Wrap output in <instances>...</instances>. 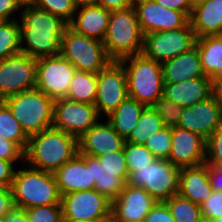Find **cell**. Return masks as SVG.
I'll use <instances>...</instances> for the list:
<instances>
[{"label": "cell", "instance_id": "7a4b0ae2", "mask_svg": "<svg viewBox=\"0 0 222 222\" xmlns=\"http://www.w3.org/2000/svg\"><path fill=\"white\" fill-rule=\"evenodd\" d=\"M78 153V139L53 127L29 137L24 164L54 173Z\"/></svg>", "mask_w": 222, "mask_h": 222}, {"label": "cell", "instance_id": "bcb514c9", "mask_svg": "<svg viewBox=\"0 0 222 222\" xmlns=\"http://www.w3.org/2000/svg\"><path fill=\"white\" fill-rule=\"evenodd\" d=\"M157 4L172 9L184 12L189 18L192 13L193 6L189 0H154Z\"/></svg>", "mask_w": 222, "mask_h": 222}, {"label": "cell", "instance_id": "4316f807", "mask_svg": "<svg viewBox=\"0 0 222 222\" xmlns=\"http://www.w3.org/2000/svg\"><path fill=\"white\" fill-rule=\"evenodd\" d=\"M202 70L213 82L222 77V38L220 35L197 38Z\"/></svg>", "mask_w": 222, "mask_h": 222}, {"label": "cell", "instance_id": "1f68e13d", "mask_svg": "<svg viewBox=\"0 0 222 222\" xmlns=\"http://www.w3.org/2000/svg\"><path fill=\"white\" fill-rule=\"evenodd\" d=\"M175 222H202L201 206L179 194L165 201Z\"/></svg>", "mask_w": 222, "mask_h": 222}, {"label": "cell", "instance_id": "d6a6232c", "mask_svg": "<svg viewBox=\"0 0 222 222\" xmlns=\"http://www.w3.org/2000/svg\"><path fill=\"white\" fill-rule=\"evenodd\" d=\"M20 52V20H11L0 28V60Z\"/></svg>", "mask_w": 222, "mask_h": 222}, {"label": "cell", "instance_id": "e575fe53", "mask_svg": "<svg viewBox=\"0 0 222 222\" xmlns=\"http://www.w3.org/2000/svg\"><path fill=\"white\" fill-rule=\"evenodd\" d=\"M152 108L159 114V117L166 127L178 126L184 109V107L180 106L175 101L167 99L165 96H161L152 105Z\"/></svg>", "mask_w": 222, "mask_h": 222}, {"label": "cell", "instance_id": "8fae6325", "mask_svg": "<svg viewBox=\"0 0 222 222\" xmlns=\"http://www.w3.org/2000/svg\"><path fill=\"white\" fill-rule=\"evenodd\" d=\"M75 71L74 65L61 54L37 59L36 89L54 100L64 98Z\"/></svg>", "mask_w": 222, "mask_h": 222}, {"label": "cell", "instance_id": "8992f818", "mask_svg": "<svg viewBox=\"0 0 222 222\" xmlns=\"http://www.w3.org/2000/svg\"><path fill=\"white\" fill-rule=\"evenodd\" d=\"M3 102L28 137L53 125L54 99L36 88L9 96Z\"/></svg>", "mask_w": 222, "mask_h": 222}, {"label": "cell", "instance_id": "ab89813d", "mask_svg": "<svg viewBox=\"0 0 222 222\" xmlns=\"http://www.w3.org/2000/svg\"><path fill=\"white\" fill-rule=\"evenodd\" d=\"M202 219L205 221L222 216V192L212 191L211 195L200 205Z\"/></svg>", "mask_w": 222, "mask_h": 222}, {"label": "cell", "instance_id": "cb8c5ba5", "mask_svg": "<svg viewBox=\"0 0 222 222\" xmlns=\"http://www.w3.org/2000/svg\"><path fill=\"white\" fill-rule=\"evenodd\" d=\"M164 83H178L205 76L196 46L161 63Z\"/></svg>", "mask_w": 222, "mask_h": 222}, {"label": "cell", "instance_id": "4fadbf2b", "mask_svg": "<svg viewBox=\"0 0 222 222\" xmlns=\"http://www.w3.org/2000/svg\"><path fill=\"white\" fill-rule=\"evenodd\" d=\"M62 218L90 221L111 220L112 202L95 189L61 196Z\"/></svg>", "mask_w": 222, "mask_h": 222}, {"label": "cell", "instance_id": "ee69618b", "mask_svg": "<svg viewBox=\"0 0 222 222\" xmlns=\"http://www.w3.org/2000/svg\"><path fill=\"white\" fill-rule=\"evenodd\" d=\"M25 0H0V17L8 21L17 20L18 11L21 10ZM16 14V17H13Z\"/></svg>", "mask_w": 222, "mask_h": 222}, {"label": "cell", "instance_id": "9f6ffc18", "mask_svg": "<svg viewBox=\"0 0 222 222\" xmlns=\"http://www.w3.org/2000/svg\"><path fill=\"white\" fill-rule=\"evenodd\" d=\"M7 22H8L7 19H5V18H3V17H0V28H1L4 24H6Z\"/></svg>", "mask_w": 222, "mask_h": 222}, {"label": "cell", "instance_id": "681fc988", "mask_svg": "<svg viewBox=\"0 0 222 222\" xmlns=\"http://www.w3.org/2000/svg\"><path fill=\"white\" fill-rule=\"evenodd\" d=\"M208 175L213 191L222 192V167L208 166Z\"/></svg>", "mask_w": 222, "mask_h": 222}, {"label": "cell", "instance_id": "816d5d0a", "mask_svg": "<svg viewBox=\"0 0 222 222\" xmlns=\"http://www.w3.org/2000/svg\"><path fill=\"white\" fill-rule=\"evenodd\" d=\"M213 93L216 95L217 100L222 106V77L213 82Z\"/></svg>", "mask_w": 222, "mask_h": 222}, {"label": "cell", "instance_id": "7c38bea8", "mask_svg": "<svg viewBox=\"0 0 222 222\" xmlns=\"http://www.w3.org/2000/svg\"><path fill=\"white\" fill-rule=\"evenodd\" d=\"M128 97L127 76L119 61H112L97 73L95 107L101 117L110 115ZM102 113V114H101Z\"/></svg>", "mask_w": 222, "mask_h": 222}, {"label": "cell", "instance_id": "ba28073f", "mask_svg": "<svg viewBox=\"0 0 222 222\" xmlns=\"http://www.w3.org/2000/svg\"><path fill=\"white\" fill-rule=\"evenodd\" d=\"M180 168L167 159H155L129 174L127 184L145 189L157 202H165L179 191Z\"/></svg>", "mask_w": 222, "mask_h": 222}, {"label": "cell", "instance_id": "7dc6e473", "mask_svg": "<svg viewBox=\"0 0 222 222\" xmlns=\"http://www.w3.org/2000/svg\"><path fill=\"white\" fill-rule=\"evenodd\" d=\"M14 206L11 186L0 187V219H3Z\"/></svg>", "mask_w": 222, "mask_h": 222}, {"label": "cell", "instance_id": "db71d44e", "mask_svg": "<svg viewBox=\"0 0 222 222\" xmlns=\"http://www.w3.org/2000/svg\"><path fill=\"white\" fill-rule=\"evenodd\" d=\"M61 222H108V221H90V220H75L70 218H62Z\"/></svg>", "mask_w": 222, "mask_h": 222}, {"label": "cell", "instance_id": "f546056e", "mask_svg": "<svg viewBox=\"0 0 222 222\" xmlns=\"http://www.w3.org/2000/svg\"><path fill=\"white\" fill-rule=\"evenodd\" d=\"M164 127L162 119L152 106L145 107L126 142L144 145L149 137Z\"/></svg>", "mask_w": 222, "mask_h": 222}, {"label": "cell", "instance_id": "30bf717a", "mask_svg": "<svg viewBox=\"0 0 222 222\" xmlns=\"http://www.w3.org/2000/svg\"><path fill=\"white\" fill-rule=\"evenodd\" d=\"M37 59L18 53L0 60V101L36 88Z\"/></svg>", "mask_w": 222, "mask_h": 222}, {"label": "cell", "instance_id": "2e32d148", "mask_svg": "<svg viewBox=\"0 0 222 222\" xmlns=\"http://www.w3.org/2000/svg\"><path fill=\"white\" fill-rule=\"evenodd\" d=\"M134 8L143 35L183 28L190 22L184 12L163 7L154 0H136Z\"/></svg>", "mask_w": 222, "mask_h": 222}, {"label": "cell", "instance_id": "b9f144b4", "mask_svg": "<svg viewBox=\"0 0 222 222\" xmlns=\"http://www.w3.org/2000/svg\"><path fill=\"white\" fill-rule=\"evenodd\" d=\"M0 159L24 163V151L14 142L0 137ZM23 161V162H22Z\"/></svg>", "mask_w": 222, "mask_h": 222}, {"label": "cell", "instance_id": "680465c9", "mask_svg": "<svg viewBox=\"0 0 222 222\" xmlns=\"http://www.w3.org/2000/svg\"><path fill=\"white\" fill-rule=\"evenodd\" d=\"M136 222H146L145 220H139V221H136Z\"/></svg>", "mask_w": 222, "mask_h": 222}, {"label": "cell", "instance_id": "c3c4849f", "mask_svg": "<svg viewBox=\"0 0 222 222\" xmlns=\"http://www.w3.org/2000/svg\"><path fill=\"white\" fill-rule=\"evenodd\" d=\"M136 0H99L98 5L106 10L115 11L134 7Z\"/></svg>", "mask_w": 222, "mask_h": 222}, {"label": "cell", "instance_id": "4dcf8cb0", "mask_svg": "<svg viewBox=\"0 0 222 222\" xmlns=\"http://www.w3.org/2000/svg\"><path fill=\"white\" fill-rule=\"evenodd\" d=\"M0 137L16 143L26 151L29 137L3 101H0Z\"/></svg>", "mask_w": 222, "mask_h": 222}, {"label": "cell", "instance_id": "ac0fdd59", "mask_svg": "<svg viewBox=\"0 0 222 222\" xmlns=\"http://www.w3.org/2000/svg\"><path fill=\"white\" fill-rule=\"evenodd\" d=\"M206 140L199 134L178 126L172 127L171 151L168 160L179 168L205 163Z\"/></svg>", "mask_w": 222, "mask_h": 222}, {"label": "cell", "instance_id": "d6986e66", "mask_svg": "<svg viewBox=\"0 0 222 222\" xmlns=\"http://www.w3.org/2000/svg\"><path fill=\"white\" fill-rule=\"evenodd\" d=\"M99 119L80 138L78 153L97 157L106 153L122 150L126 140L106 120Z\"/></svg>", "mask_w": 222, "mask_h": 222}, {"label": "cell", "instance_id": "60d3db41", "mask_svg": "<svg viewBox=\"0 0 222 222\" xmlns=\"http://www.w3.org/2000/svg\"><path fill=\"white\" fill-rule=\"evenodd\" d=\"M97 158L102 166L109 171H128L123 149L97 156Z\"/></svg>", "mask_w": 222, "mask_h": 222}, {"label": "cell", "instance_id": "52a82bcc", "mask_svg": "<svg viewBox=\"0 0 222 222\" xmlns=\"http://www.w3.org/2000/svg\"><path fill=\"white\" fill-rule=\"evenodd\" d=\"M60 54L76 70L97 74L113 60L107 55L103 41L77 33L66 27L60 45Z\"/></svg>", "mask_w": 222, "mask_h": 222}, {"label": "cell", "instance_id": "ffe728a7", "mask_svg": "<svg viewBox=\"0 0 222 222\" xmlns=\"http://www.w3.org/2000/svg\"><path fill=\"white\" fill-rule=\"evenodd\" d=\"M61 196L77 191L95 189L91 167H87L86 155L77 153L54 173Z\"/></svg>", "mask_w": 222, "mask_h": 222}, {"label": "cell", "instance_id": "d4e9b609", "mask_svg": "<svg viewBox=\"0 0 222 222\" xmlns=\"http://www.w3.org/2000/svg\"><path fill=\"white\" fill-rule=\"evenodd\" d=\"M190 24L196 38L219 35L222 32V0H205L196 4Z\"/></svg>", "mask_w": 222, "mask_h": 222}, {"label": "cell", "instance_id": "5b68a950", "mask_svg": "<svg viewBox=\"0 0 222 222\" xmlns=\"http://www.w3.org/2000/svg\"><path fill=\"white\" fill-rule=\"evenodd\" d=\"M143 40L134 7L111 11L103 45L113 61L141 54Z\"/></svg>", "mask_w": 222, "mask_h": 222}, {"label": "cell", "instance_id": "11a10c76", "mask_svg": "<svg viewBox=\"0 0 222 222\" xmlns=\"http://www.w3.org/2000/svg\"><path fill=\"white\" fill-rule=\"evenodd\" d=\"M189 1H190L191 5L194 7L196 4H199L205 0H189Z\"/></svg>", "mask_w": 222, "mask_h": 222}, {"label": "cell", "instance_id": "7402d4cb", "mask_svg": "<svg viewBox=\"0 0 222 222\" xmlns=\"http://www.w3.org/2000/svg\"><path fill=\"white\" fill-rule=\"evenodd\" d=\"M111 11L102 6L77 8L68 26L77 33L103 41L109 24Z\"/></svg>", "mask_w": 222, "mask_h": 222}, {"label": "cell", "instance_id": "5bb4252c", "mask_svg": "<svg viewBox=\"0 0 222 222\" xmlns=\"http://www.w3.org/2000/svg\"><path fill=\"white\" fill-rule=\"evenodd\" d=\"M100 116L94 104L72 101L66 98L54 100L52 127L80 138Z\"/></svg>", "mask_w": 222, "mask_h": 222}, {"label": "cell", "instance_id": "44dd1931", "mask_svg": "<svg viewBox=\"0 0 222 222\" xmlns=\"http://www.w3.org/2000/svg\"><path fill=\"white\" fill-rule=\"evenodd\" d=\"M213 94V81L207 77H198L178 83H164L167 99L175 101L182 107L194 105Z\"/></svg>", "mask_w": 222, "mask_h": 222}, {"label": "cell", "instance_id": "3957f363", "mask_svg": "<svg viewBox=\"0 0 222 222\" xmlns=\"http://www.w3.org/2000/svg\"><path fill=\"white\" fill-rule=\"evenodd\" d=\"M16 207L28 209L38 206L61 204V195L52 172L28 166L15 171L11 184Z\"/></svg>", "mask_w": 222, "mask_h": 222}, {"label": "cell", "instance_id": "e0dca14e", "mask_svg": "<svg viewBox=\"0 0 222 222\" xmlns=\"http://www.w3.org/2000/svg\"><path fill=\"white\" fill-rule=\"evenodd\" d=\"M157 201L143 188L125 184L123 191L112 201L113 222H136L145 220Z\"/></svg>", "mask_w": 222, "mask_h": 222}, {"label": "cell", "instance_id": "9c48e42d", "mask_svg": "<svg viewBox=\"0 0 222 222\" xmlns=\"http://www.w3.org/2000/svg\"><path fill=\"white\" fill-rule=\"evenodd\" d=\"M196 36L190 22L183 28L144 35L142 54L163 63L195 46Z\"/></svg>", "mask_w": 222, "mask_h": 222}, {"label": "cell", "instance_id": "603a6c76", "mask_svg": "<svg viewBox=\"0 0 222 222\" xmlns=\"http://www.w3.org/2000/svg\"><path fill=\"white\" fill-rule=\"evenodd\" d=\"M212 191L206 163L180 168L179 195L201 205Z\"/></svg>", "mask_w": 222, "mask_h": 222}, {"label": "cell", "instance_id": "484cf974", "mask_svg": "<svg viewBox=\"0 0 222 222\" xmlns=\"http://www.w3.org/2000/svg\"><path fill=\"white\" fill-rule=\"evenodd\" d=\"M87 167H91L95 190L106 196L111 202L123 191L127 183L128 171H109L102 166L97 157L86 155Z\"/></svg>", "mask_w": 222, "mask_h": 222}, {"label": "cell", "instance_id": "836d02e7", "mask_svg": "<svg viewBox=\"0 0 222 222\" xmlns=\"http://www.w3.org/2000/svg\"><path fill=\"white\" fill-rule=\"evenodd\" d=\"M123 152L125 155L128 174H130L132 171L138 170V168H142L150 164L157 159L145 145H136L125 142Z\"/></svg>", "mask_w": 222, "mask_h": 222}, {"label": "cell", "instance_id": "f1b7e54d", "mask_svg": "<svg viewBox=\"0 0 222 222\" xmlns=\"http://www.w3.org/2000/svg\"><path fill=\"white\" fill-rule=\"evenodd\" d=\"M96 95L97 74L76 70L64 98L76 102L95 104Z\"/></svg>", "mask_w": 222, "mask_h": 222}, {"label": "cell", "instance_id": "8d00e7d4", "mask_svg": "<svg viewBox=\"0 0 222 222\" xmlns=\"http://www.w3.org/2000/svg\"><path fill=\"white\" fill-rule=\"evenodd\" d=\"M32 4L44 11L61 17L69 23L77 8L74 0H29Z\"/></svg>", "mask_w": 222, "mask_h": 222}, {"label": "cell", "instance_id": "277c9868", "mask_svg": "<svg viewBox=\"0 0 222 222\" xmlns=\"http://www.w3.org/2000/svg\"><path fill=\"white\" fill-rule=\"evenodd\" d=\"M119 62L126 71L129 97L148 107L163 96L164 81L161 63L147 58L142 53L125 57Z\"/></svg>", "mask_w": 222, "mask_h": 222}, {"label": "cell", "instance_id": "74e56055", "mask_svg": "<svg viewBox=\"0 0 222 222\" xmlns=\"http://www.w3.org/2000/svg\"><path fill=\"white\" fill-rule=\"evenodd\" d=\"M29 222H61L62 205L53 204L25 209Z\"/></svg>", "mask_w": 222, "mask_h": 222}, {"label": "cell", "instance_id": "f35d334b", "mask_svg": "<svg viewBox=\"0 0 222 222\" xmlns=\"http://www.w3.org/2000/svg\"><path fill=\"white\" fill-rule=\"evenodd\" d=\"M205 163L207 166L222 167V126L206 139Z\"/></svg>", "mask_w": 222, "mask_h": 222}, {"label": "cell", "instance_id": "f6af8a7d", "mask_svg": "<svg viewBox=\"0 0 222 222\" xmlns=\"http://www.w3.org/2000/svg\"><path fill=\"white\" fill-rule=\"evenodd\" d=\"M14 163L0 159V187H9L12 184L15 169Z\"/></svg>", "mask_w": 222, "mask_h": 222}, {"label": "cell", "instance_id": "d590c367", "mask_svg": "<svg viewBox=\"0 0 222 222\" xmlns=\"http://www.w3.org/2000/svg\"><path fill=\"white\" fill-rule=\"evenodd\" d=\"M172 127L154 133L144 144L157 159H167L171 151Z\"/></svg>", "mask_w": 222, "mask_h": 222}, {"label": "cell", "instance_id": "7bdbcfd3", "mask_svg": "<svg viewBox=\"0 0 222 222\" xmlns=\"http://www.w3.org/2000/svg\"><path fill=\"white\" fill-rule=\"evenodd\" d=\"M146 222H175L165 202H157L145 218Z\"/></svg>", "mask_w": 222, "mask_h": 222}, {"label": "cell", "instance_id": "f907efd6", "mask_svg": "<svg viewBox=\"0 0 222 222\" xmlns=\"http://www.w3.org/2000/svg\"><path fill=\"white\" fill-rule=\"evenodd\" d=\"M5 222H29L25 209L14 206L4 217Z\"/></svg>", "mask_w": 222, "mask_h": 222}, {"label": "cell", "instance_id": "6da1fadb", "mask_svg": "<svg viewBox=\"0 0 222 222\" xmlns=\"http://www.w3.org/2000/svg\"><path fill=\"white\" fill-rule=\"evenodd\" d=\"M20 11L21 53L34 59L60 54L61 40L68 23L29 0L24 1Z\"/></svg>", "mask_w": 222, "mask_h": 222}, {"label": "cell", "instance_id": "6f0895ef", "mask_svg": "<svg viewBox=\"0 0 222 222\" xmlns=\"http://www.w3.org/2000/svg\"><path fill=\"white\" fill-rule=\"evenodd\" d=\"M208 222H222V216L216 219L208 220Z\"/></svg>", "mask_w": 222, "mask_h": 222}, {"label": "cell", "instance_id": "83f0119b", "mask_svg": "<svg viewBox=\"0 0 222 222\" xmlns=\"http://www.w3.org/2000/svg\"><path fill=\"white\" fill-rule=\"evenodd\" d=\"M145 107L144 104L128 96L105 118H107L113 128L126 140L135 128Z\"/></svg>", "mask_w": 222, "mask_h": 222}, {"label": "cell", "instance_id": "9a60e30c", "mask_svg": "<svg viewBox=\"0 0 222 222\" xmlns=\"http://www.w3.org/2000/svg\"><path fill=\"white\" fill-rule=\"evenodd\" d=\"M222 126V106L213 93L207 99L184 107L178 127L199 134L205 140Z\"/></svg>", "mask_w": 222, "mask_h": 222}, {"label": "cell", "instance_id": "f5cc1de1", "mask_svg": "<svg viewBox=\"0 0 222 222\" xmlns=\"http://www.w3.org/2000/svg\"><path fill=\"white\" fill-rule=\"evenodd\" d=\"M99 0H74L76 8L98 5Z\"/></svg>", "mask_w": 222, "mask_h": 222}]
</instances>
